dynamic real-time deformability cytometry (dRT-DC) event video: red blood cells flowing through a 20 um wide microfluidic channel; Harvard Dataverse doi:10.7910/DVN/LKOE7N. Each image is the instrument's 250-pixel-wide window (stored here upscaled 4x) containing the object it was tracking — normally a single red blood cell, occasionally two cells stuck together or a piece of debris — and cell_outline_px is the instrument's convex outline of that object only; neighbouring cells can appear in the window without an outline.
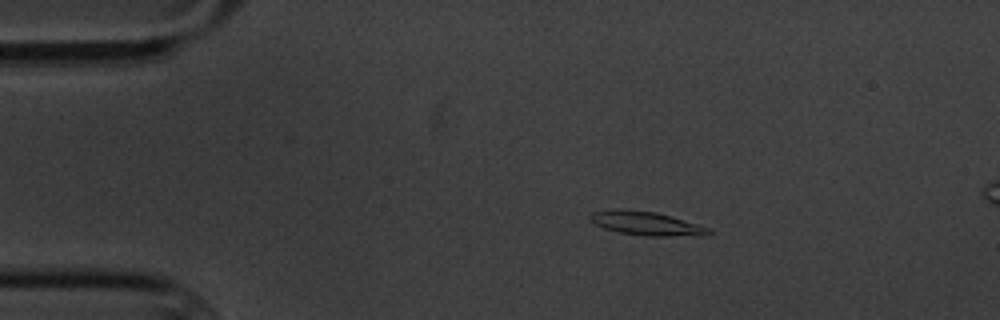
{"species": "common noctule bat (a hibernating species)", "species_latin": "Nyctalus noctula", "temperature_condition": "cold", "stored_images_in_passage": 5, "camera_frame_rate_fps": 3000, "um_per_image_px": 0.085, "animal": {"sex": "male", "body_mass_g": 20.1, "forearm_length_mm": 53.5}, "frame": {"image": 1, "passage_image": 2, "time_ms": 1.333, "image_size_px": [1000, 320], "cell_outline_px": [[712, 232], [708, 236], [644, 236], [620, 232], [604, 228], [588, 220], [588, 216], [592, 212], [616, 208], [620, 208], [656, 212], [712, 228]], "centroid_in_image_um": [54.96, 18.99], "position_along_channel_um": 30.0, "area_um2": 16.7}}
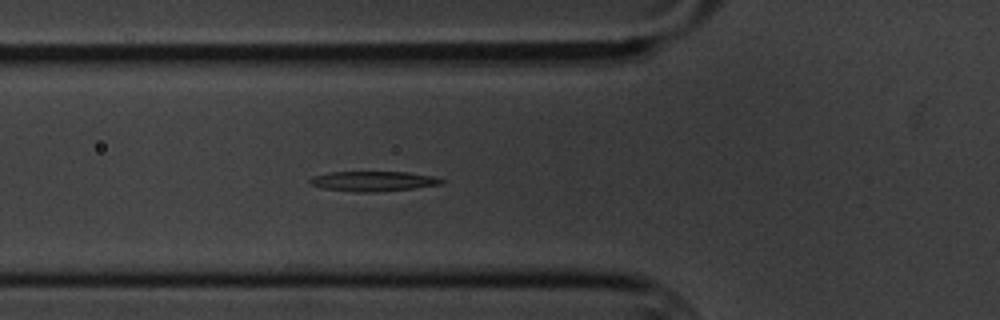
{"frame": {"image": 2, "passage_image": 5, "time_ms": 4.667, "image_size_px": [1000, 320], "cell_outline_px": [[444, 184], [412, 188], [376, 192], [356, 192], [324, 188], [308, 184], [308, 180], [312, 176], [328, 172], [408, 172], [432, 176], [444, 180]], "centroid_in_image_um": [31.68, 15.4], "position_along_channel_um": 94.1, "area_um2": 15.32}}